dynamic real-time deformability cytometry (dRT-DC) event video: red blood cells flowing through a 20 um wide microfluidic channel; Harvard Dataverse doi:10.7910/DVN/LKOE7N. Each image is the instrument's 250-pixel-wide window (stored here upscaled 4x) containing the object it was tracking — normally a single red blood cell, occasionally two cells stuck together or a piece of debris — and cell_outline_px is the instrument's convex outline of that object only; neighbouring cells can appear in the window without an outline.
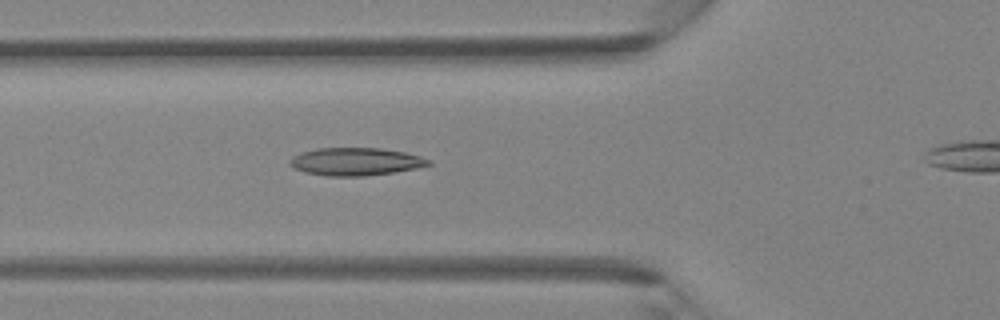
{"species": "Egyptian fruit bat (a non-hibernating species)", "species_latin": "Rousettus aegyptiacus", "temperature_condition": "room temperature", "stored_images_in_passage": 39, "camera_frame_rate_fps": 3000, "um_per_image_px": 0.085, "animal": {"sex": "female"}, "frame": {"image": 1, "passage_image": 16, "time_ms": 5.0, "image_size_px": [1000, 320], "cell_outline_px": [[432, 164], [416, 168], [392, 172], [364, 176], [328, 176], [304, 172], [292, 168], [288, 164], [288, 160], [292, 156], [316, 148], [380, 148], [404, 152], [420, 156], [428, 160]], "centroid_in_image_um": [30.17, 13.74], "position_along_channel_um": 95.6, "area_um2": 22.37}}
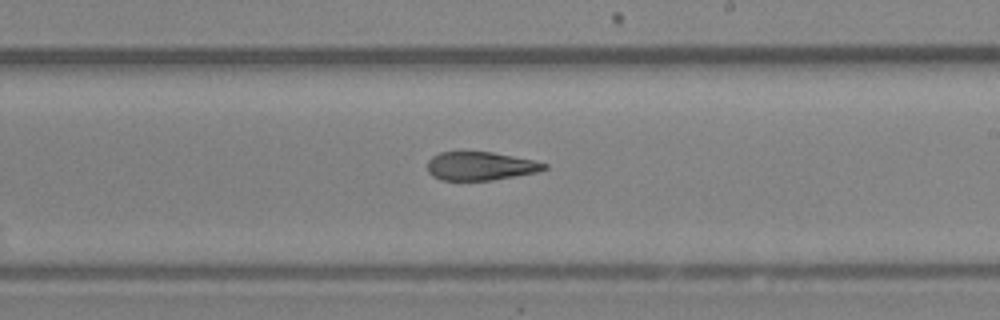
{"frame": {"image": 2, "passage_image": 26, "time_ms": 8.333, "image_size_px": [1000, 320], "cell_outline_px": [[548, 168], [536, 172], [492, 180], [440, 180], [432, 176], [428, 172], [428, 160], [432, 156], [440, 152], [492, 152], [532, 160], [548, 164]], "centroid_in_image_um": [40.8, 14.12], "position_along_channel_um": 248.2, "area_um2": 19.25}}
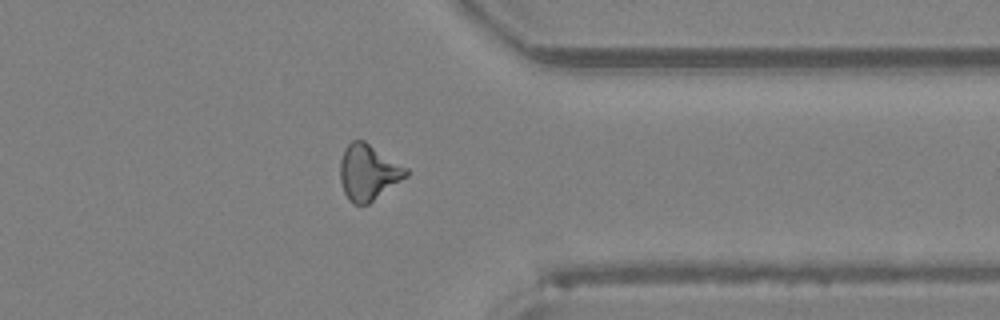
{"frame": {"image": 3, "passage_image": 35, "time_ms": 11.333, "image_size_px": [1000, 320], "cell_outline_px": [[408, 176], [368, 204], [356, 204], [344, 192], [340, 180], [340, 160], [344, 148], [352, 140], [364, 140], [408, 168]], "centroid_in_image_um": [31.31, 14.62], "position_along_channel_um": 380.1, "area_um2": 21.27}}